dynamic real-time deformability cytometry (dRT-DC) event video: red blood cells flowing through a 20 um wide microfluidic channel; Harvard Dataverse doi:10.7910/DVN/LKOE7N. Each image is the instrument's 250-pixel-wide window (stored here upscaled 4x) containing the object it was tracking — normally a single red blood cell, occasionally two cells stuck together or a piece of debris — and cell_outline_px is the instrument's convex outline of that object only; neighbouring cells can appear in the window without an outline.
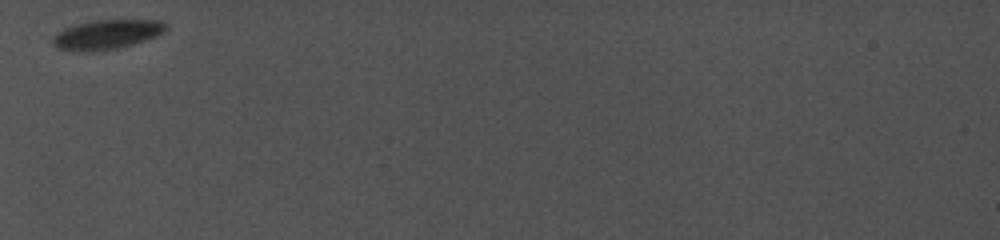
{"species": "common noctule bat (a hibernating species)", "species_latin": "Nyctalus noctula", "temperature_condition": "cold", "stored_images_in_passage": 29, "camera_frame_rate_fps": 5000, "um_per_image_px": 0.085, "animal": {"sex": "female", "body_mass_g": 19.0, "forearm_length_mm": 56.7}, "frame": {"image": 1, "passage_image": 1, "time_ms": 0.0, "image_size_px": [1000, 240], "cell_outline_px": [[168, 28], [164, 32], [156, 36], [132, 44], [116, 48], [92, 52], [56, 48], [52, 44], [52, 36], [64, 28], [76, 24], [96, 20], [160, 20], [168, 24]], "centroid_in_image_um": [9.08, 2.92], "position_along_channel_um": 75.9, "area_um2": 19.36}}
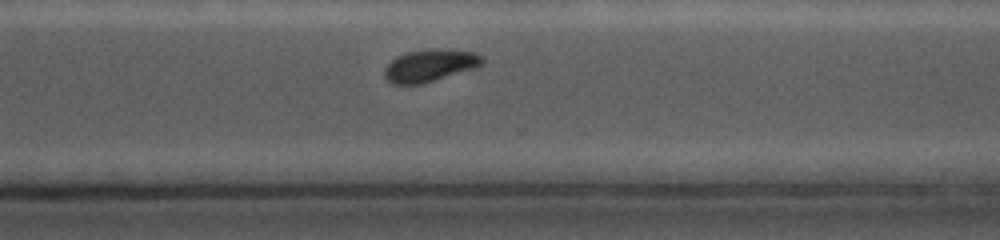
{"frame": {"image": 2, "passage_image": 23, "time_ms": 7.0, "image_size_px": [1000, 240], "cell_outline_px": [[484, 64], [476, 68], [420, 84], [392, 84], [384, 76], [384, 68], [396, 56], [408, 52], [476, 52], [484, 56]], "centroid_in_image_um": [36.53, 5.63], "position_along_channel_um": 334.1, "area_um2": 17.46}}
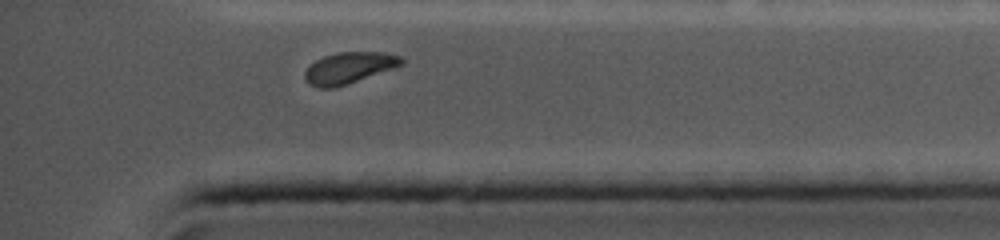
{"frame": {"image": 3, "passage_image": 27, "time_ms": 8.8, "image_size_px": [1000, 240], "cell_outline_px": [[404, 64], [396, 68], [336, 88], [316, 88], [308, 84], [304, 76], [304, 72], [316, 60], [324, 56], [336, 52], [384, 52], [400, 56], [404, 60]], "centroid_in_image_um": [29.69, 5.78], "position_along_channel_um": 405.5, "area_um2": 17.92}, "authors_computed_cell_mechanics": {"area_um2": 19.941, "velocity_mm_per_s": 3.8938, "shape_relaxation_time_tau1_ms": 2.4231, "shape_relaxation_time_tau2_ms": null, "deformation_change_tau1": 0.0788, "deformation_change_tau2": null}}